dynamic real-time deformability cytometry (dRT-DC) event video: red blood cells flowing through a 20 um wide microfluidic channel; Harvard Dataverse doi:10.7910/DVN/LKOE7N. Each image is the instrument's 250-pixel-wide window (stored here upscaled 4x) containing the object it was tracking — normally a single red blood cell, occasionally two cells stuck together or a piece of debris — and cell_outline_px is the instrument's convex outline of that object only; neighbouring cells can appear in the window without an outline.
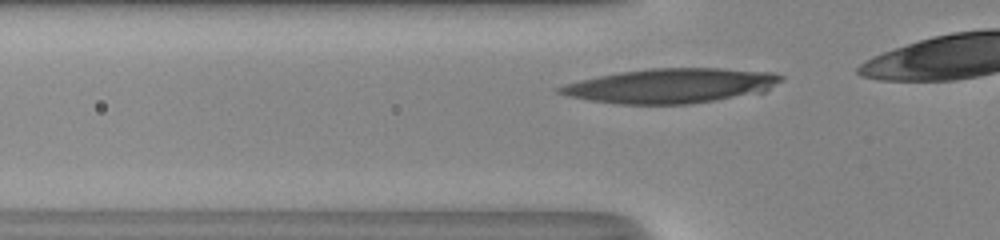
{"species": "human", "species_latin": "Homo sapiens", "temperature_condition": "room temperature", "stored_images_in_passage": 9, "camera_frame_rate_fps": 3000, "um_per_image_px": 0.085, "donor": {"sex": "male"}, "frame": {"image": 1, "passage_image": 3, "time_ms": 0.667, "image_size_px": [1000, 240], "cell_outline_px": [[784, 80], [764, 92], [716, 100], [688, 104], [616, 104], [568, 96], [556, 92], [556, 88], [564, 84], [580, 80], [620, 72], [652, 68], [720, 68], [772, 72], [784, 76]], "centroid_in_image_um": [57.07, 7.29], "position_along_channel_um": 68.7, "area_um2": 44.56}}